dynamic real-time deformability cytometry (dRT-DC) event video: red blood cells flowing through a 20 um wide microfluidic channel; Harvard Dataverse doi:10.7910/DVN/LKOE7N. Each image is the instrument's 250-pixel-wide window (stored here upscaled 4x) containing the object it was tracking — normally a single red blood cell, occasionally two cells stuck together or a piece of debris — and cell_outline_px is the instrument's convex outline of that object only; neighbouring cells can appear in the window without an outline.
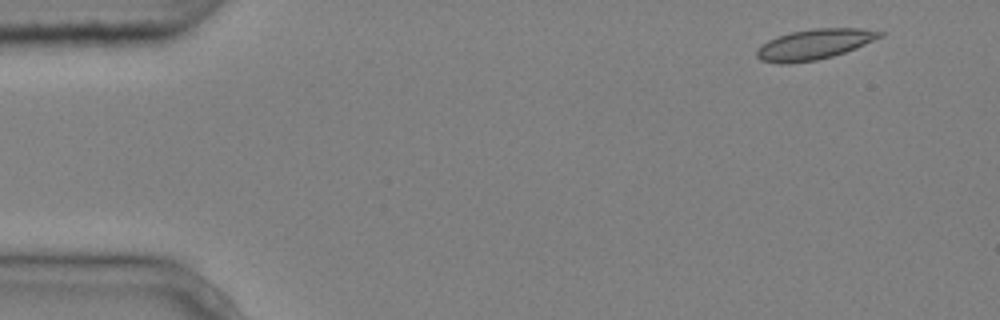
{"species": "common noctule bat (a hibernating species)", "species_latin": "Nyctalus noctula", "temperature_condition": "cold", "stored_images_in_passage": 9, "camera_frame_rate_fps": 3000, "um_per_image_px": 0.085, "animal": {"sex": "male", "body_mass_g": 20.4}, "frame": {"image": 1, "passage_image": 1, "time_ms": 0.0, "image_size_px": [1000, 320], "cell_outline_px": [[884, 36], [856, 48], [832, 56], [816, 60], [788, 64], [776, 64], [760, 60], [756, 56], [756, 48], [760, 44], [776, 36], [792, 32], [816, 28], [860, 28], [884, 32]], "centroid_in_image_um": [69.17, 3.77], "position_along_channel_um": 15.8, "area_um2": 21.96}}
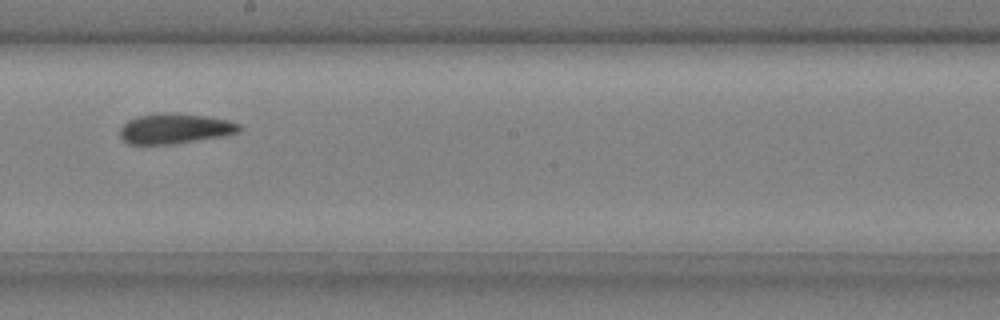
{"frame": {"image": 2, "passage_image": 8, "time_ms": 2.333, "image_size_px": [1000, 320], "cell_outline_px": [[244, 128], [240, 132], [220, 136], [172, 144], [128, 144], [120, 136], [120, 128], [128, 120], [136, 116], [160, 112], [172, 112], [204, 116], [228, 120], [240, 124]], "centroid_in_image_um": [14.86, 10.91], "position_along_channel_um": 233.3, "area_um2": 21.04}}
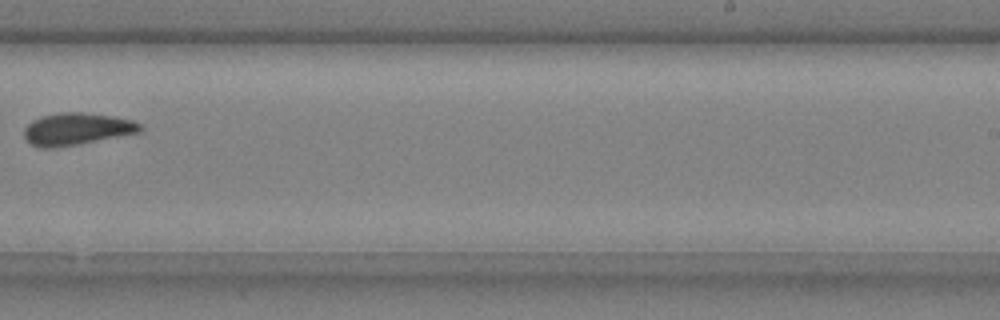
{"frame": {"image": 3, "passage_image": 9, "time_ms": 2.667, "image_size_px": [1000, 320], "cell_outline_px": [[144, 128], [140, 132], [76, 144], [52, 148], [40, 148], [32, 144], [24, 136], [24, 128], [32, 120], [44, 116], [64, 112], [80, 112], [112, 116], [132, 120], [140, 124]], "centroid_in_image_um": [6.52, 10.96], "position_along_channel_um": 282.5, "area_um2": 21.33}}